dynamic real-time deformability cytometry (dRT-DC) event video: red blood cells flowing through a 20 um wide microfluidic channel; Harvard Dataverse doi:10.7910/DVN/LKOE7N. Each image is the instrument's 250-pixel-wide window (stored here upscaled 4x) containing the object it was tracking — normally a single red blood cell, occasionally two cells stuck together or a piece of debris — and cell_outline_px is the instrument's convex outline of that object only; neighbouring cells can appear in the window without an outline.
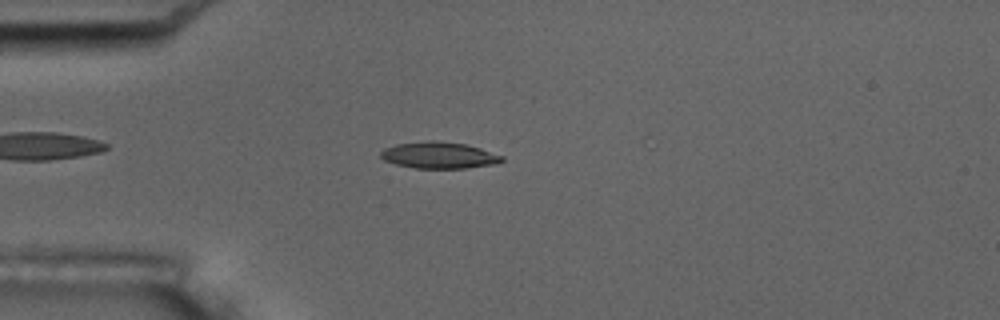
{"species": "common noctule bat (a hibernating species)", "species_latin": "Nyctalus noctula", "temperature_condition": "room temperature", "stored_images_in_passage": 7, "camera_frame_rate_fps": 3000, "um_per_image_px": 0.085, "animal": {"sex": "male", "body_mass_g": 17.5, "forearm_length_mm": 52.3}, "frame": {"image": 1, "passage_image": 4, "time_ms": 3.333, "image_size_px": [1000, 320], "cell_outline_px": [[504, 160], [496, 164], [468, 168], [416, 168], [396, 164], [384, 160], [380, 156], [380, 152], [384, 148], [396, 144], [428, 140], [432, 140], [464, 144], [480, 148], [504, 156]], "centroid_in_image_um": [37.32, 13.19], "position_along_channel_um": 47.7, "area_um2": 18.73}}